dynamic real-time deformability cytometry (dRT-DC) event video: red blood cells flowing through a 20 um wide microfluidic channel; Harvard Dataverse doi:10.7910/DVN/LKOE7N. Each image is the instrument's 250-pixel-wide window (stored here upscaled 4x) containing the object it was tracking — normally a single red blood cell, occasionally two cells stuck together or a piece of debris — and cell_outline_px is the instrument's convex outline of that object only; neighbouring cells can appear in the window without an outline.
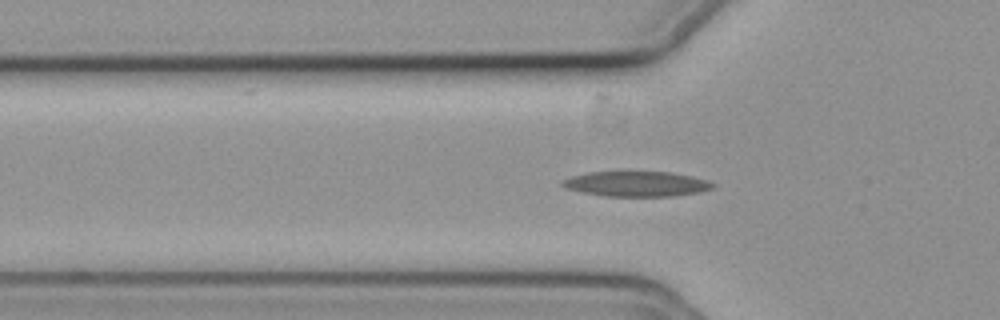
{"species": "common noctule bat (a hibernating species)", "species_latin": "Nyctalus noctula", "temperature_condition": "cold", "stored_images_in_passage": 41, "camera_frame_rate_fps": 3000, "um_per_image_px": 0.085, "animal": {"sex": "female", "body_mass_g": 19.3, "forearm_length_mm": 54.1}, "frame": {"image": 1, "passage_image": 2, "time_ms": 0.333, "image_size_px": [1000, 320], "cell_outline_px": [[716, 184], [712, 188], [700, 192], [672, 196], [604, 196], [584, 192], [568, 188], [560, 184], [564, 180], [572, 176], [588, 172], [668, 172], [688, 176], [704, 180]], "centroid_in_image_um": [54.09, 15.63], "position_along_channel_um": 71.7, "area_um2": 21.56}}
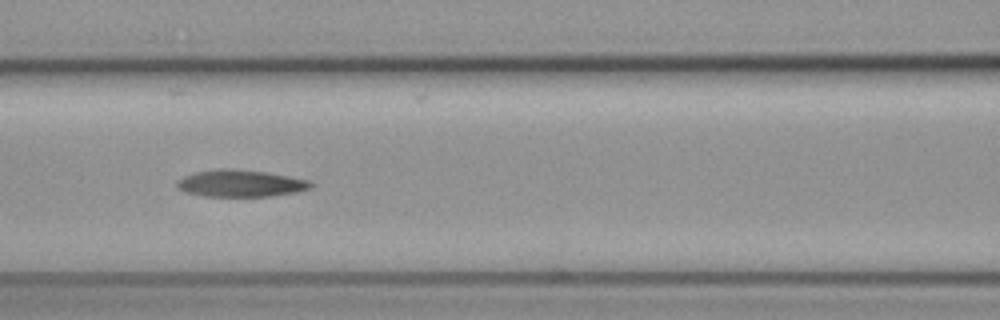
{"frame": {"image": 2, "passage_image": 8, "time_ms": 2.333, "image_size_px": [1000, 320], "cell_outline_px": [[312, 188], [296, 192], [272, 196], [204, 196], [184, 192], [176, 188], [176, 180], [184, 176], [196, 172], [216, 168], [232, 168], [264, 172], [312, 180]], "centroid_in_image_um": [20.42, 15.58], "position_along_channel_um": 146.2, "area_um2": 21.21}}
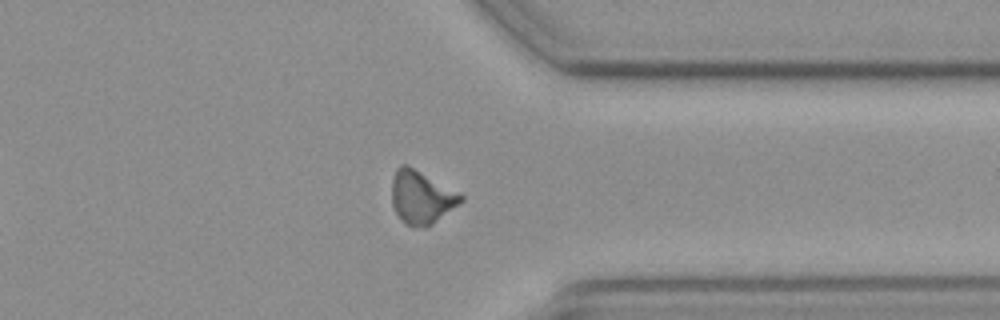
{"frame": {"image": 3, "passage_image": 27, "time_ms": 8.667, "image_size_px": [1000, 320], "cell_outline_px": [[464, 200], [428, 228], [416, 228], [404, 224], [396, 212], [392, 204], [392, 176], [396, 168], [400, 164], [408, 164], [464, 196]], "centroid_in_image_um": [35.79, 16.78], "position_along_channel_um": 375.6, "area_um2": 21.56}}